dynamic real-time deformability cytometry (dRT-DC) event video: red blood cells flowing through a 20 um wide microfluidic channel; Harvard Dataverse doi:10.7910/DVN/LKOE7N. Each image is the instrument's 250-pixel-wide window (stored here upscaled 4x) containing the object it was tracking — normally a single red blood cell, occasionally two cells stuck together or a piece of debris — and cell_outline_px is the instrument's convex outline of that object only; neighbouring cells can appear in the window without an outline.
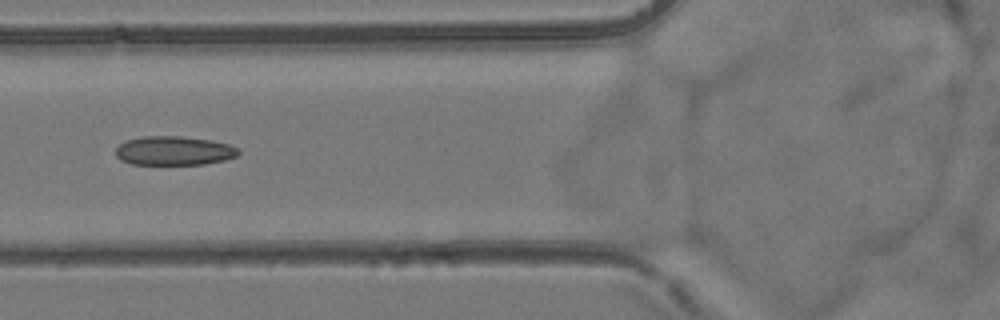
{"species": "common noctule bat (a hibernating species)", "species_latin": "Nyctalus noctula", "temperature_condition": "room temperature", "stored_images_in_passage": 7, "camera_frame_rate_fps": 3000, "um_per_image_px": 0.085, "animal": {"sex": "female", "body_mass_g": 24.6, "forearm_length_mm": 56.2}, "frame": {"image": 1, "passage_image": 7, "time_ms": 6.667, "image_size_px": [1000, 320], "cell_outline_px": [[240, 152], [236, 156], [224, 160], [204, 164], [132, 164], [120, 160], [116, 156], [116, 148], [124, 140], [144, 136], [180, 136], [212, 140], [228, 144], [240, 148]], "centroid_in_image_um": [14.78, 12.8], "position_along_channel_um": 111.0, "area_um2": 20.87}}